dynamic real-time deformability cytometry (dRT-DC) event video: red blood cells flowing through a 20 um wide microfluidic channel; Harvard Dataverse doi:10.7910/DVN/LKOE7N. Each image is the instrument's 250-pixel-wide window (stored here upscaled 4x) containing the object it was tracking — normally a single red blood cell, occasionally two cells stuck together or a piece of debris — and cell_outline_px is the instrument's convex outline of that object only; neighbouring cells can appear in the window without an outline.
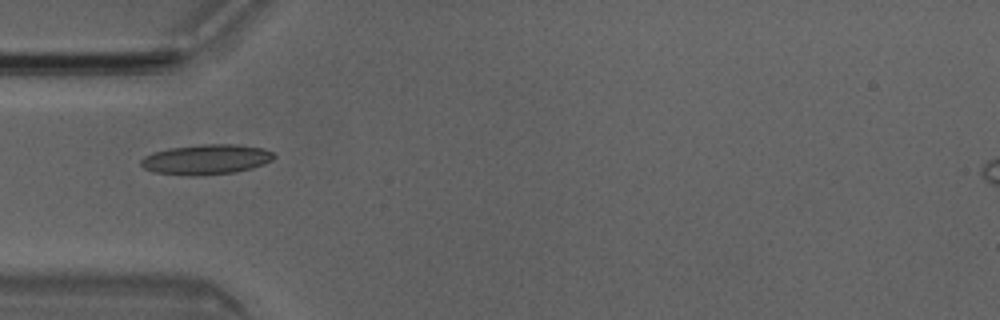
{"species": "Egyptian fruit bat (a non-hibernating species)", "species_latin": "Rousettus aegyptiacus", "temperature_condition": "room temperature", "stored_images_in_passage": 2, "camera_frame_rate_fps": 3000, "um_per_image_px": 0.085, "animal": {"sex": "male"}, "frame": {"image": 1, "passage_image": 2, "time_ms": 0.333, "image_size_px": [1000, 320], "cell_outline_px": [[276, 156], [272, 160], [264, 164], [252, 168], [236, 172], [196, 176], [188, 176], [152, 172], [144, 168], [140, 164], [140, 160], [144, 156], [152, 152], [168, 148], [200, 144], [236, 144], [264, 148], [272, 152]], "centroid_in_image_um": [17.51, 13.55], "position_along_channel_um": 67.5, "area_um2": 23.64}}